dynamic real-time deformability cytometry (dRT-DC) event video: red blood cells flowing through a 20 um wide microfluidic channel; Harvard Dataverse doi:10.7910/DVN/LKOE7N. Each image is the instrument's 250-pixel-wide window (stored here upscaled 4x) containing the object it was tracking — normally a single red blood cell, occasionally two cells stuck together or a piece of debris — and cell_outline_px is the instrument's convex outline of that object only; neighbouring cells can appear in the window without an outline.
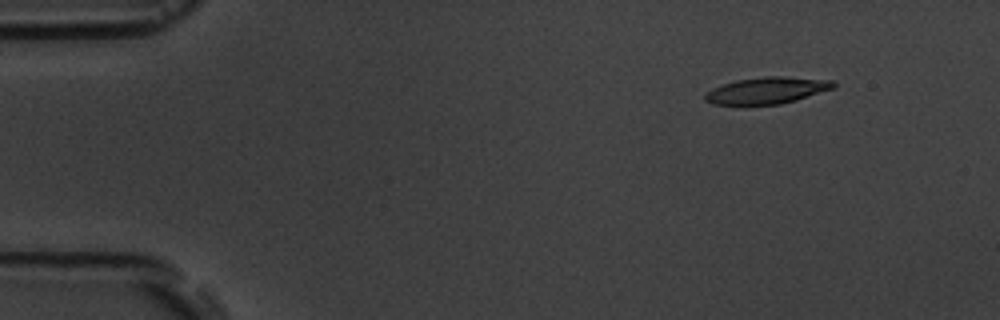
{"species": "common noctule bat (a hibernating species)", "species_latin": "Nyctalus noctula", "temperature_condition": "room temperature", "stored_images_in_passage": 4, "camera_frame_rate_fps": 3000, "um_per_image_px": 0.085, "animal": {"sex": "male", "body_mass_g": 19.5, "forearm_length_mm": 54.6}, "frame": {"image": 1, "passage_image": 1, "time_ms": 0.0, "image_size_px": [1000, 320], "cell_outline_px": [[836, 84], [832, 88], [796, 100], [780, 104], [712, 104], [704, 100], [704, 96], [712, 88], [736, 80], [764, 76], [784, 76], [832, 80]], "centroid_in_image_um": [65.18, 7.68], "position_along_channel_um": 19.8, "area_um2": 19.65}}
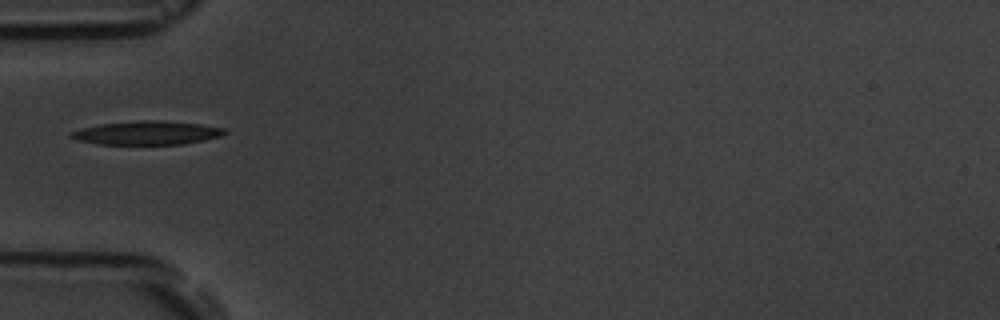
{"frame": {"image": 2, "passage_image": 4, "time_ms": 4.0, "image_size_px": [1000, 320], "cell_outline_px": [[228, 132], [220, 136], [204, 140], [180, 144], [96, 144], [80, 140], [68, 136], [68, 132], [80, 128], [100, 124], [140, 120], [164, 120], [200, 124], [228, 128]], "centroid_in_image_um": [12.5, 11.28], "position_along_channel_um": 72.5, "area_um2": 21.33}}